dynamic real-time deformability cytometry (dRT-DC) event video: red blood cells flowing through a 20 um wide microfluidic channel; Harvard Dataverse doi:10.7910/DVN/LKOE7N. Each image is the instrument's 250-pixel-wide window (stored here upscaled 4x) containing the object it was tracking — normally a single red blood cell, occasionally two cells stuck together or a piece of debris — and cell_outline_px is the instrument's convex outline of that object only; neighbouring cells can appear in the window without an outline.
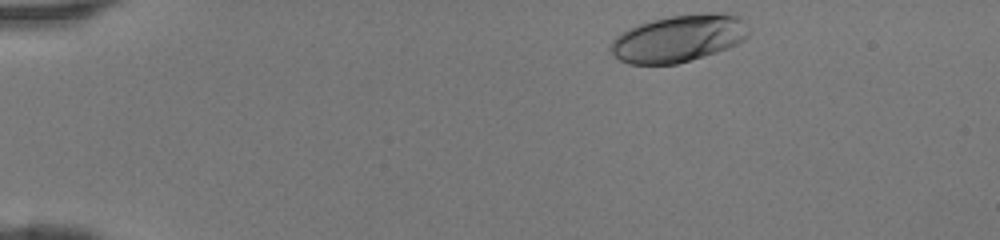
{"species": "human", "species_latin": "Homo sapiens", "temperature_condition": "room temperature", "stored_images_in_passage": 38, "camera_frame_rate_fps": 3000, "um_per_image_px": 0.085, "donor": {"sex": "female"}, "frame": {"image": 1, "passage_image": 1, "time_ms": 0.0, "image_size_px": [1000, 240], "cell_outline_px": [[748, 36], [744, 40], [728, 48], [716, 52], [676, 64], [628, 64], [620, 60], [608, 48], [608, 44], [616, 36], [640, 24], [652, 20], [668, 16], [704, 12], [716, 12], [740, 16], [748, 32]], "centroid_in_image_um": [57.68, 3.26], "position_along_channel_um": 27.3, "area_um2": 37.74}}
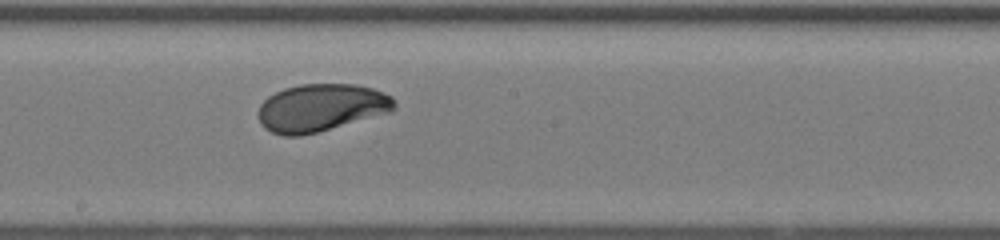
{"frame": {"image": 2, "passage_image": 20, "time_ms": 6.333, "image_size_px": [1000, 240], "cell_outline_px": [[396, 108], [392, 112], [316, 132], [300, 136], [284, 136], [272, 132], [264, 128], [260, 124], [260, 104], [268, 96], [284, 88], [300, 84], [356, 84], [372, 88], [392, 96], [396, 104]], "centroid_in_image_um": [27.31, 9.15], "position_along_channel_um": 220.9, "area_um2": 37.69}}
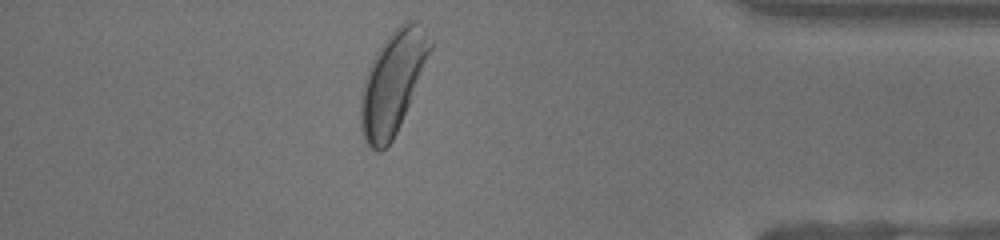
{"frame": {"image": 3, "passage_image": 34, "time_ms": 11.0, "image_size_px": [1000, 240], "cell_outline_px": [[432, 48], [400, 124], [392, 140], [380, 152], [376, 152], [364, 140], [360, 128], [360, 92], [368, 68], [376, 52], [384, 40], [404, 20], [416, 20], [424, 28], [432, 44]], "centroid_in_image_um": [33.34, 7.01], "position_along_channel_um": 401.9, "area_um2": 40.81}}